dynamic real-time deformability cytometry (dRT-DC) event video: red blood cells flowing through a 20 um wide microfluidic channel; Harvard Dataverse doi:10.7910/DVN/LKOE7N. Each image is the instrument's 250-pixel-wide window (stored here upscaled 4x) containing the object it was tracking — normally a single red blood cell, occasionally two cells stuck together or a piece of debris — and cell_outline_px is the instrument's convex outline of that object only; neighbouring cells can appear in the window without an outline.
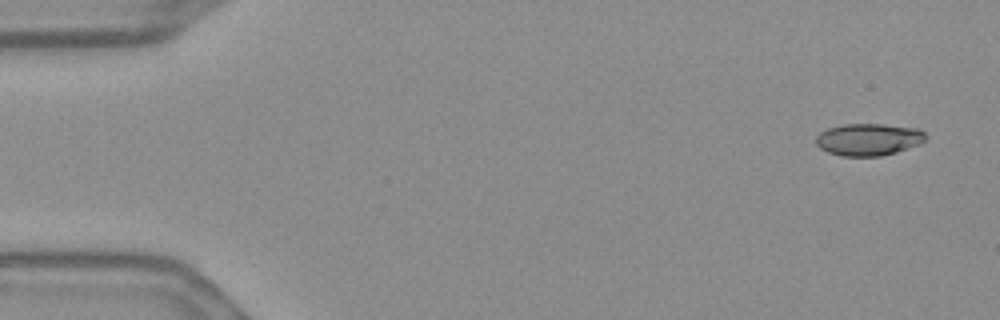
{"species": "Egyptian fruit bat (a non-hibernating species)", "species_latin": "Rousettus aegyptiacus", "temperature_condition": "warm", "stored_images_in_passage": 53, "camera_frame_rate_fps": 3000, "um_per_image_px": 0.085, "frame": {"image": 1, "passage_image": 1, "time_ms": 0.0, "image_size_px": [1000, 320], "cell_outline_px": [[928, 140], [920, 144], [896, 152], [880, 156], [844, 156], [828, 152], [820, 148], [816, 144], [816, 136], [820, 132], [828, 128], [844, 124], [884, 124], [920, 128], [928, 136]], "centroid_in_image_um": [73.88, 11.84], "position_along_channel_um": 11.1, "area_um2": 20.75}}
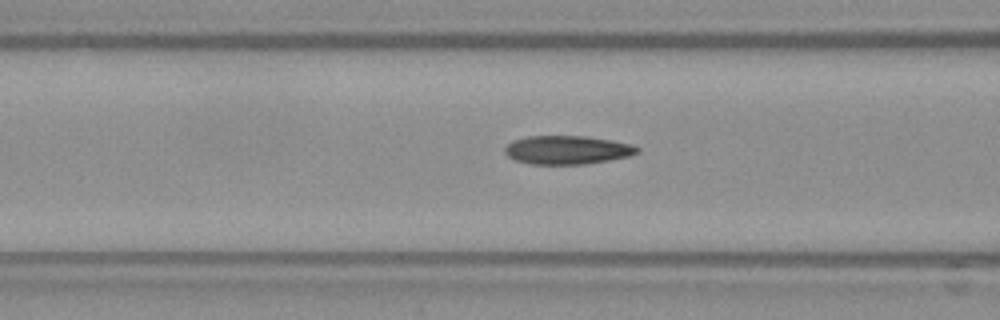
{"frame": {"image": 2, "passage_image": 20, "time_ms": 6.333, "image_size_px": [1000, 320], "cell_outline_px": [[640, 152], [628, 156], [608, 160], [584, 164], [532, 164], [516, 160], [508, 156], [504, 152], [504, 148], [512, 140], [528, 136], [584, 136], [612, 140], [628, 144], [640, 148]], "centroid_in_image_um": [48.19, 12.74], "position_along_channel_um": 118.4, "area_um2": 21.91}}
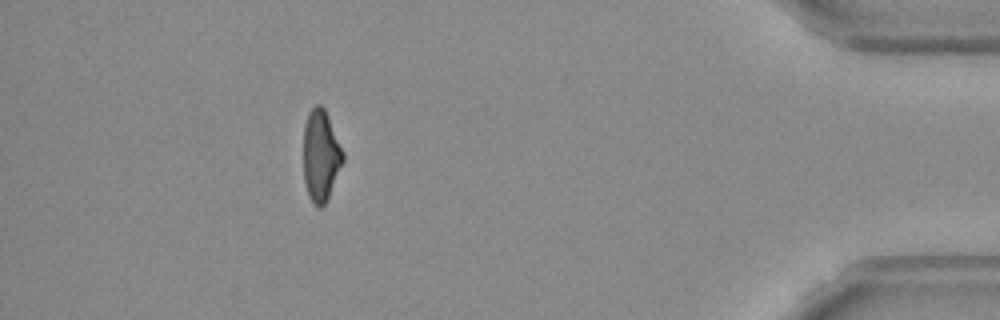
{"frame": {"image": 3, "passage_image": 48, "time_ms": 15.667, "image_size_px": [1000, 320], "cell_outline_px": [[344, 160], [328, 196], [324, 204], [320, 208], [316, 208], [312, 204], [308, 196], [304, 180], [304, 124], [308, 112], [316, 104], [320, 104], [324, 108], [344, 152]], "centroid_in_image_um": [27.25, 13.23], "position_along_channel_um": 407.9, "area_um2": 20.98}, "authors_computed_cell_mechanics": {"area_um2": 21.7328, "velocity_mm_per_s": 3.6872, "shape_relaxation_time_tau1_ms": null, "shape_relaxation_time_tau2_ms": 2.9002, "deformation_change_tau1": null, "deformation_change_tau2": 0.099}}